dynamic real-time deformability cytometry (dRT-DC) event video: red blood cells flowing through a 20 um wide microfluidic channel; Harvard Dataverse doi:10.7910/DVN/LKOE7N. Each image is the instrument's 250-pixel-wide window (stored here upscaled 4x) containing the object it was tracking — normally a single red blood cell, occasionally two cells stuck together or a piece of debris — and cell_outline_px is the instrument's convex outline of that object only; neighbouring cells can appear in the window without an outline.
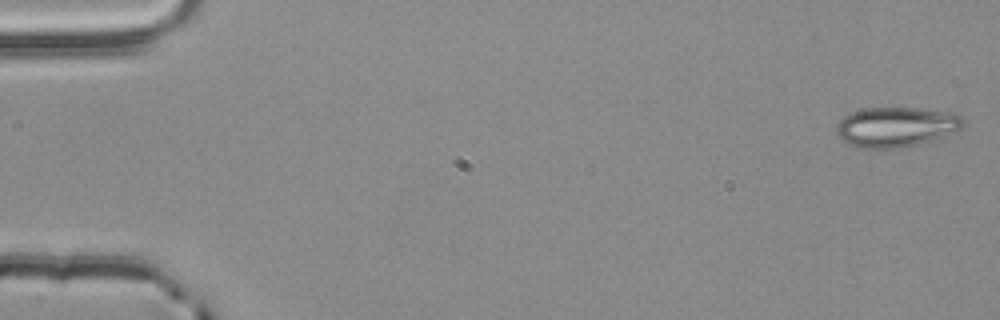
{"species": "common noctule bat (a hibernating species)", "species_latin": "Nyctalus noctula", "temperature_condition": "room temperature", "stored_images_in_passage": 4, "camera_frame_rate_fps": 3000, "um_per_image_px": 0.085, "animal": {"sex": "male", "body_mass_g": 20.4}, "frame": {"image": 1, "passage_image": 1, "time_ms": 0.0, "image_size_px": [1000, 320], "cell_outline_px": [[964, 124], [956, 132], [940, 140], [900, 148], [868, 148], [844, 144], [836, 132], [836, 124], [844, 116], [852, 112], [868, 108], [920, 108], [948, 112], [960, 116], [964, 120]], "centroid_in_image_um": [76.19, 10.81], "position_along_channel_um": 8.8, "area_um2": 29.88}}
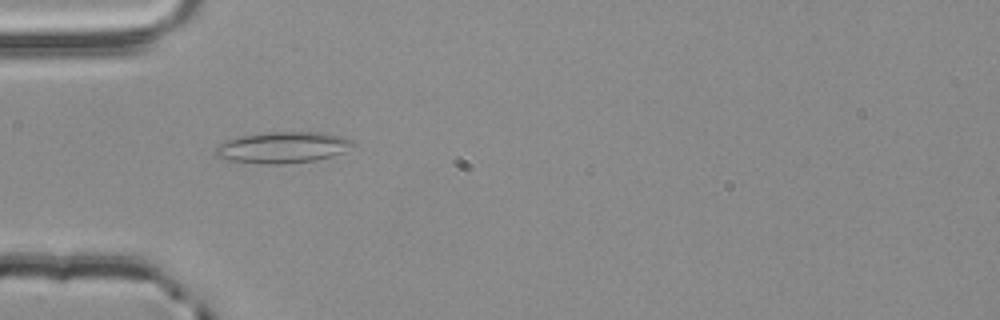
{"frame": {"image": 2, "passage_image": 4, "time_ms": 1.0, "image_size_px": [1000, 320], "cell_outline_px": [[356, 144], [344, 152], [332, 156], [316, 160], [280, 164], [268, 164], [228, 160], [216, 156], [212, 152], [220, 144], [228, 140], [240, 136], [268, 132], [328, 132], [352, 140]], "centroid_in_image_um": [24.06, 12.52], "position_along_channel_um": 60.9, "area_um2": 25.03}}